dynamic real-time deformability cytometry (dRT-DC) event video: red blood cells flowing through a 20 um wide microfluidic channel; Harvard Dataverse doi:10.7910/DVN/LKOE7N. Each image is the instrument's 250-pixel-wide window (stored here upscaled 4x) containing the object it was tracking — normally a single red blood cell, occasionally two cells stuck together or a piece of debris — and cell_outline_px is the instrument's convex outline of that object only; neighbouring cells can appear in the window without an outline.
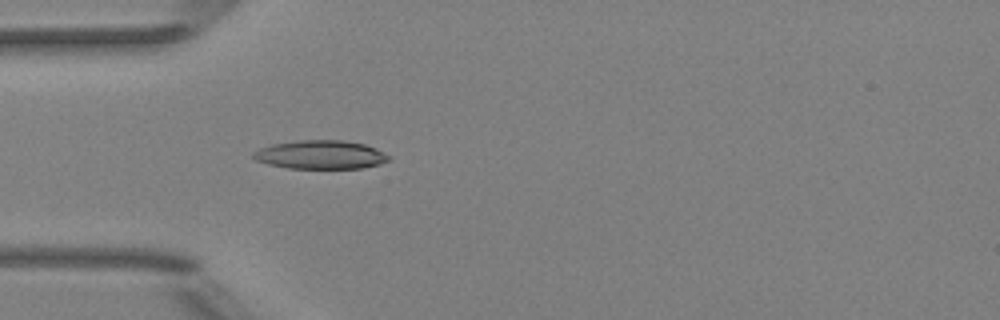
{"species": "Egyptian fruit bat (a non-hibernating species)", "species_latin": "Rousettus aegyptiacus", "temperature_condition": "room temperature", "stored_images_in_passage": 5, "camera_frame_rate_fps": 3000, "um_per_image_px": 0.085, "animal": {"sex": "female"}, "frame": {"image": 1, "passage_image": 5, "time_ms": 4.667, "image_size_px": [1000, 320], "cell_outline_px": [[392, 160], [380, 164], [364, 168], [288, 168], [268, 164], [256, 160], [252, 156], [252, 152], [260, 148], [272, 144], [300, 140], [344, 140], [364, 144], [376, 148], [392, 156]], "centroid_in_image_um": [27.3, 13.15], "position_along_channel_um": 57.7, "area_um2": 22.77}}